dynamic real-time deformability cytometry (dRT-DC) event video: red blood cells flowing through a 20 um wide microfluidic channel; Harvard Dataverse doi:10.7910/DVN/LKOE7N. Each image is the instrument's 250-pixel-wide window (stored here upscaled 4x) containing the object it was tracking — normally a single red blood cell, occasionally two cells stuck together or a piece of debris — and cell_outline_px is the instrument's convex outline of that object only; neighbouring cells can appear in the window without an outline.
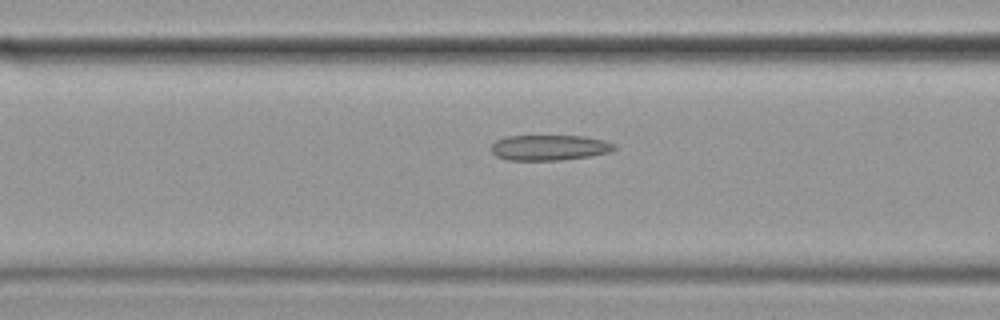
{"species": "common noctule bat (a hibernating species)", "species_latin": "Nyctalus noctula", "temperature_condition": "cold", "stored_images_in_passage": 41, "camera_frame_rate_fps": 3000, "um_per_image_px": 0.085, "animal": {"sex": "female", "body_mass_g": 19.9}, "frame": {"image": 1, "passage_image": 17, "time_ms": 5.333, "image_size_px": [1000, 320], "cell_outline_px": [[616, 148], [612, 152], [588, 156], [560, 160], [508, 160], [496, 156], [492, 152], [492, 144], [496, 140], [504, 136], [584, 136], [604, 140], [616, 144]], "centroid_in_image_um": [46.71, 12.54], "position_along_channel_um": 119.9, "area_um2": 18.32}}
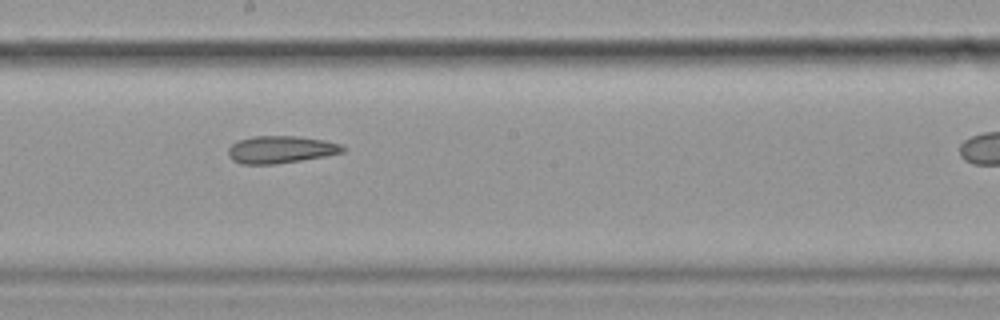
{"frame": {"image": 2, "passage_image": 26, "time_ms": 8.333, "image_size_px": [1000, 320], "cell_outline_px": [[344, 152], [324, 156], [276, 164], [240, 164], [232, 160], [228, 156], [228, 148], [232, 144], [240, 140], [252, 136], [296, 136], [324, 140], [340, 144], [344, 148]], "centroid_in_image_um": [23.82, 12.71], "position_along_channel_um": 224.4, "area_um2": 18.15}}
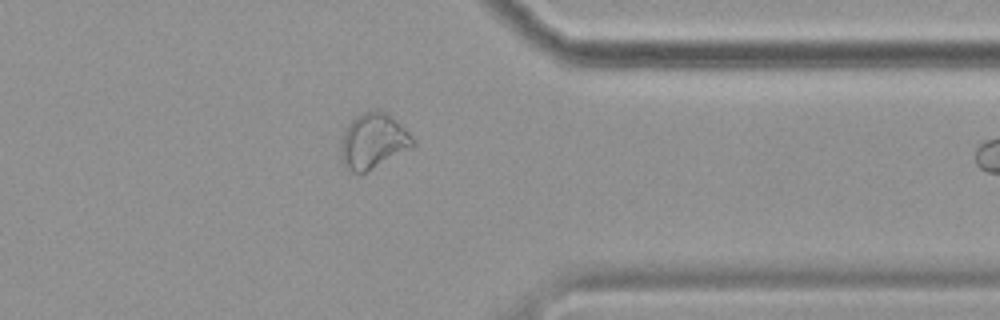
{"frame": {"image": 3, "passage_image": 40, "time_ms": 13.0, "image_size_px": [1000, 320], "cell_outline_px": [[416, 144], [412, 148], [360, 176], [352, 172], [344, 164], [340, 156], [340, 148], [344, 128], [360, 112], [372, 108], [376, 108], [384, 112], [396, 120], [416, 140]], "centroid_in_image_um": [31.71, 11.99], "position_along_channel_um": 379.7, "area_um2": 23.76}}